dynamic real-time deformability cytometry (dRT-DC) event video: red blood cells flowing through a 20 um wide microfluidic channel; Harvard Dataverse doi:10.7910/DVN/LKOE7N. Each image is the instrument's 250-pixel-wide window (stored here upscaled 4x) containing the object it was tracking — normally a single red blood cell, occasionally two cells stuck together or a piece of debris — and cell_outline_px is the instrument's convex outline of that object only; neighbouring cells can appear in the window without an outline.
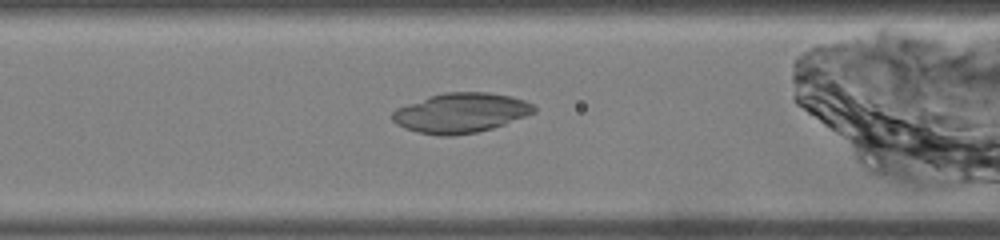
{"species": "common noctule bat (a hibernating species)", "species_latin": "Nyctalus noctula", "temperature_condition": "warm", "stored_images_in_passage": 32, "camera_frame_rate_fps": 3000, "um_per_image_px": 0.085, "animal": {"sex": "male", "body_mass_g": 19.0, "forearm_length_mm": 50.8}, "frame": {"image": 1, "passage_image": 3, "time_ms": 0.667, "image_size_px": [1000, 240], "cell_outline_px": [[536, 112], [504, 124], [492, 128], [476, 132], [452, 136], [436, 136], [404, 128], [396, 124], [392, 120], [392, 112], [396, 108], [428, 96], [444, 92], [488, 92], [512, 96], [536, 104]], "centroid_in_image_um": [39.17, 9.59], "position_along_channel_um": 127.4, "area_um2": 33.0}}
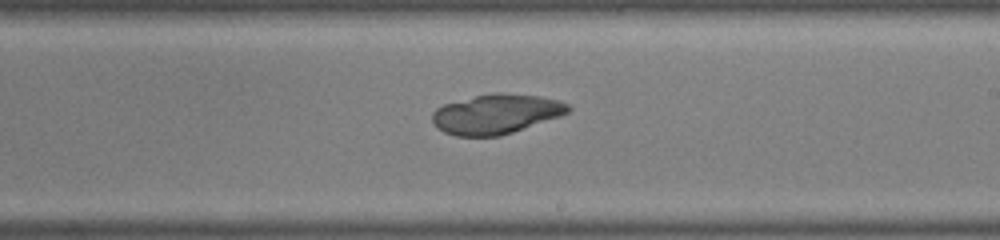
{"frame": {"image": 2, "passage_image": 12, "time_ms": 3.667, "image_size_px": [1000, 240], "cell_outline_px": [[572, 108], [568, 112], [560, 116], [500, 136], [456, 136], [444, 132], [436, 128], [432, 120], [432, 112], [436, 108], [444, 104], [492, 92], [500, 92], [540, 96], [556, 100], [568, 104]], "centroid_in_image_um": [42.14, 9.69], "position_along_channel_um": 246.9, "area_um2": 31.33}}
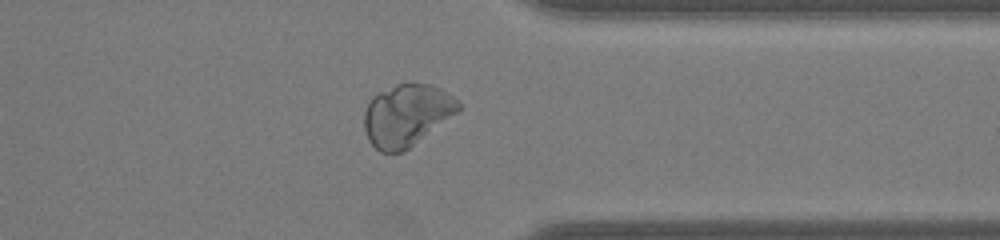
{"frame": {"image": 3, "passage_image": 22, "time_ms": 7.0, "image_size_px": [1000, 240], "cell_outline_px": [[464, 108], [408, 148], [400, 152], [380, 152], [368, 140], [364, 128], [364, 112], [368, 100], [376, 92], [396, 84], [408, 80], [428, 84], [440, 88], [460, 100]], "centroid_in_image_um": [34.57, 9.73], "position_along_channel_um": 376.8, "area_um2": 34.62}}